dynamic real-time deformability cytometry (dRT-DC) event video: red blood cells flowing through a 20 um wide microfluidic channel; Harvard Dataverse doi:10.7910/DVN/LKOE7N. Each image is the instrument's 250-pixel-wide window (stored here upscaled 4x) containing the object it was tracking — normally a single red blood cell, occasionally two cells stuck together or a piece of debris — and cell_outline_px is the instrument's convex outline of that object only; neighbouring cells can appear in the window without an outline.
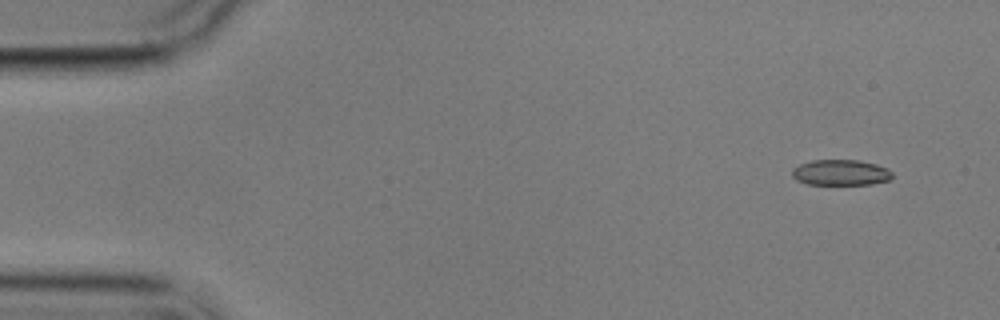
{"species": "common noctule bat (a hibernating species)", "species_latin": "Nyctalus noctula", "temperature_condition": "cold", "stored_images_in_passage": 4, "camera_frame_rate_fps": 3000, "um_per_image_px": 0.085, "animal": {"sex": "male", "body_mass_g": 17.9}, "frame": {"image": 1, "passage_image": 1, "time_ms": 0.0, "image_size_px": [1000, 320], "cell_outline_px": [[892, 176], [888, 180], [872, 184], [808, 184], [796, 180], [792, 176], [792, 168], [800, 164], [812, 160], [856, 160], [876, 164], [888, 168], [892, 172]], "centroid_in_image_um": [71.44, 14.66], "position_along_channel_um": 13.6, "area_um2": 14.97}}